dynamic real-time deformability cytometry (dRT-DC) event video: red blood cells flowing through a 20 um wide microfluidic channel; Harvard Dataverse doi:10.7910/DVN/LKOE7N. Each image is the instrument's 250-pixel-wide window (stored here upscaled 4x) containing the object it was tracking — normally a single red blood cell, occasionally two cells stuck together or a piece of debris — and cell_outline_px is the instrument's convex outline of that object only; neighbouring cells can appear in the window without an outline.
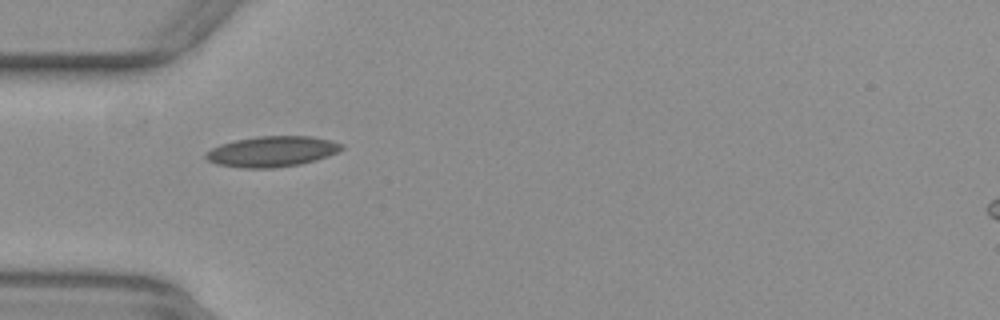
{"species": "common noctule bat (a hibernating species)", "species_latin": "Nyctalus noctula", "temperature_condition": "warm", "stored_images_in_passage": 46, "camera_frame_rate_fps": 3000, "um_per_image_px": 0.085, "animal": {"sex": "female", "body_mass_g": 29.2, "forearm_length_mm": 56.3}, "frame": {"image": 1, "passage_image": 9, "time_ms": 2.667, "image_size_px": [1000, 320], "cell_outline_px": [[344, 148], [328, 156], [316, 160], [300, 164], [272, 168], [244, 168], [216, 164], [208, 160], [204, 156], [204, 152], [220, 144], [236, 140], [256, 136], [312, 136], [332, 140], [344, 144]], "centroid_in_image_um": [23.12, 12.87], "position_along_channel_um": 61.9, "area_um2": 24.33}}
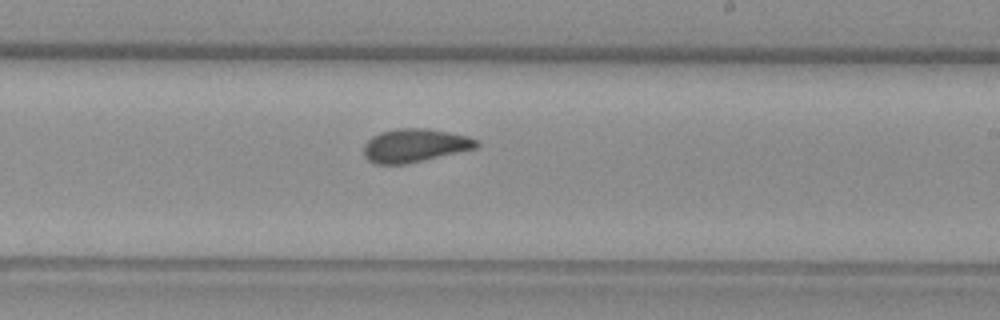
{"frame": {"image": 2, "passage_image": 24, "time_ms": 7.667, "image_size_px": [1000, 320], "cell_outline_px": [[480, 144], [476, 148], [404, 164], [376, 164], [368, 160], [364, 156], [364, 144], [372, 136], [380, 132], [396, 128], [424, 128], [448, 132], [468, 136], [476, 140]], "centroid_in_image_um": [35.22, 12.35], "position_along_channel_um": 253.8, "area_um2": 21.73}}
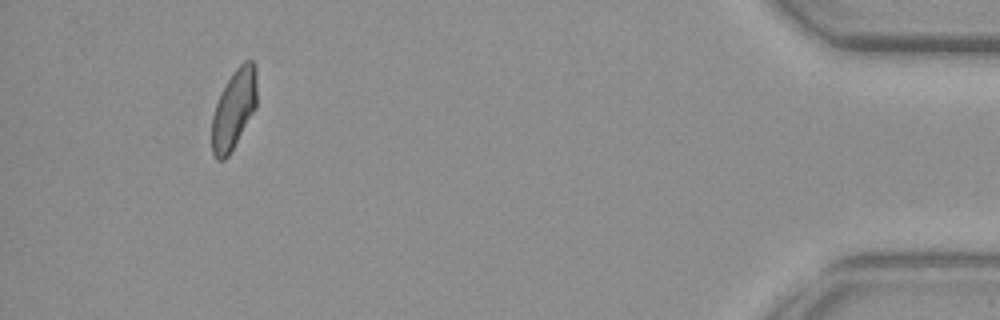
{"frame": {"image": 3, "passage_image": 42, "time_ms": 13.667, "image_size_px": [1000, 320], "cell_outline_px": [[256, 108], [228, 156], [224, 160], [216, 160], [212, 152], [212, 116], [216, 104], [232, 72], [244, 60], [252, 60], [256, 64]], "centroid_in_image_um": [19.89, 9.27], "position_along_channel_um": 415.3, "area_um2": 20.69}, "authors_computed_cell_mechanics": {"area_um2": 21.8195, "velocity_mm_per_s": 3.8783, "shape_relaxation_time_tau1_ms": null, "shape_relaxation_time_tau2_ms": 1.6495, "deformation_change_tau1": null, "deformation_change_tau2": 0.0787}}